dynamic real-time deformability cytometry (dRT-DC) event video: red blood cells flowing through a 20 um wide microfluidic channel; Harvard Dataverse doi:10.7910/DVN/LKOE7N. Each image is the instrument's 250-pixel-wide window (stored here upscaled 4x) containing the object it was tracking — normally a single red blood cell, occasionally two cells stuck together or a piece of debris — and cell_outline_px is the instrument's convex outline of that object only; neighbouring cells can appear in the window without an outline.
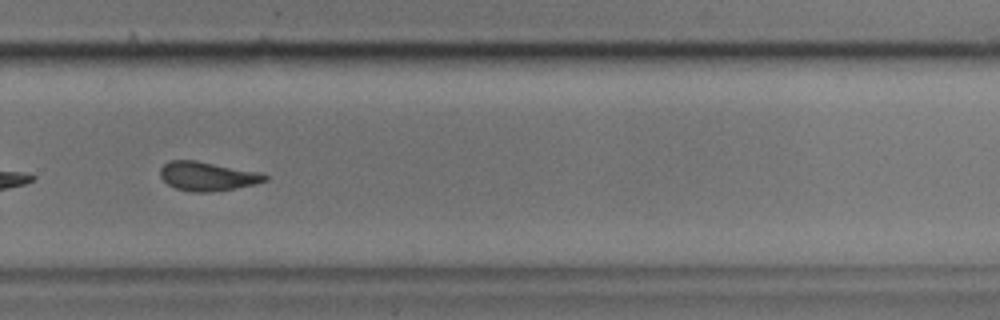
{"species": "common noctule bat (a hibernating species)", "species_latin": "Nyctalus noctula", "temperature_condition": "cold", "stored_images_in_passage": 39, "camera_frame_rate_fps": 3000, "um_per_image_px": 0.085, "animal": {"sex": "male", "body_mass_g": 17.9}, "frame": {"image": 1, "passage_image": 32, "time_ms": 10.333, "image_size_px": [1000, 320], "cell_outline_px": [[268, 180], [256, 184], [208, 192], [192, 192], [176, 188], [168, 184], [160, 176], [160, 168], [164, 164], [172, 160], [196, 160], [260, 172], [268, 176]], "centroid_in_image_um": [17.63, 14.97], "position_along_channel_um": 312.2, "area_um2": 17.57}, "authors_computed_cell_mechanics": {"area_um2": 18.2648, "velocity_mm_per_s": 3.4749, "shape_relaxation_time_tau1_ms": 9.9198, "shape_relaxation_time_tau2_ms": 3.449, "deformation_change_tau1": 0.1879, "deformation_change_tau2": 0.1025}}